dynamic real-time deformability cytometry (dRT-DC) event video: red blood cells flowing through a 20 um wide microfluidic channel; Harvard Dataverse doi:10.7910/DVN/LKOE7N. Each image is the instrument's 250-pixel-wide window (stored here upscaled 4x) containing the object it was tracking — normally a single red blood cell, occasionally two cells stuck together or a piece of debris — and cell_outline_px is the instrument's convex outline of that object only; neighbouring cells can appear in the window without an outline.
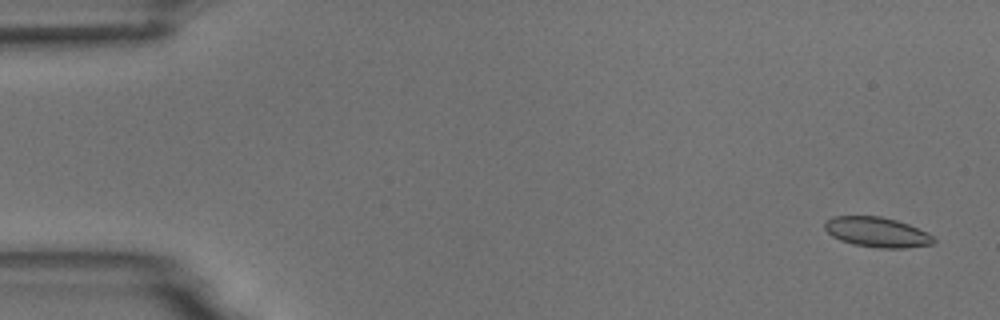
{"species": "common noctule bat (a hibernating species)", "species_latin": "Nyctalus noctula", "temperature_condition": "room temperature", "stored_images_in_passage": 5, "camera_frame_rate_fps": 3000, "um_per_image_px": 0.085, "animal": {"sex": "male", "body_mass_g": 18.8}, "frame": {"image": 1, "passage_image": 1, "time_ms": 0.0, "image_size_px": [1000, 320], "cell_outline_px": [[936, 240], [932, 244], [904, 248], [880, 248], [852, 244], [840, 240], [832, 236], [824, 228], [824, 220], [832, 216], [880, 216], [896, 220], [908, 224], [928, 232]], "centroid_in_image_um": [74.52, 19.73], "position_along_channel_um": 10.5, "area_um2": 19.13}}
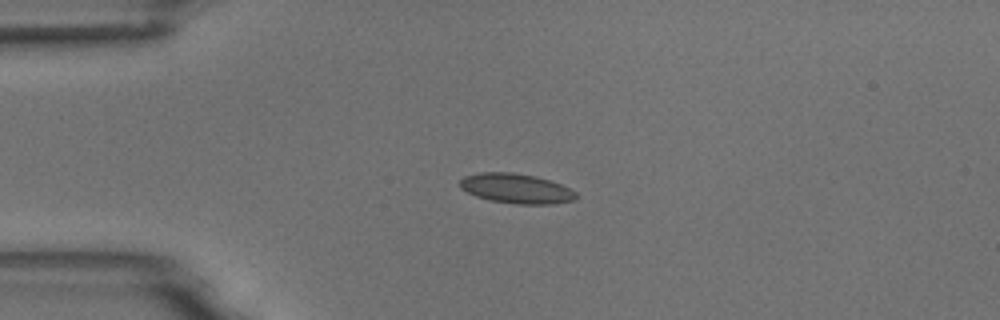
{"frame": {"image": 2, "passage_image": 4, "time_ms": 3.667, "image_size_px": [1000, 320], "cell_outline_px": [[576, 200], [552, 204], [516, 204], [492, 200], [476, 196], [460, 188], [460, 180], [464, 176], [480, 172], [512, 172], [536, 176], [560, 184], [576, 192]], "centroid_in_image_um": [43.87, 16.02], "position_along_channel_um": 41.1, "area_um2": 20.06}}